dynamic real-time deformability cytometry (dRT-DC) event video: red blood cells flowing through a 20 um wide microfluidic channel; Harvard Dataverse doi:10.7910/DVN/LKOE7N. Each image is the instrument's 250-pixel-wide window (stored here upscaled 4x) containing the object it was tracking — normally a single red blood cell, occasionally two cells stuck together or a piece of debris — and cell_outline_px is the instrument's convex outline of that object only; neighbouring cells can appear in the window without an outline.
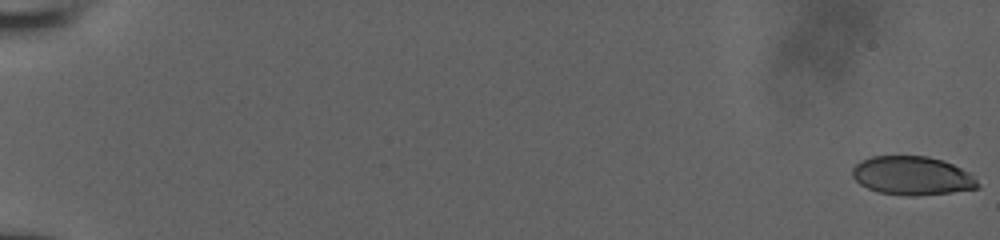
{"species": "human", "species_latin": "Homo sapiens", "temperature_condition": "room temperature", "stored_images_in_passage": 54, "camera_frame_rate_fps": 3000, "um_per_image_px": 0.085, "donor": {"sex": "male"}, "frame": {"image": 1, "passage_image": 1, "time_ms": 0.0, "image_size_px": [1000, 240], "cell_outline_px": [[980, 188], [952, 192], [916, 196], [908, 196], [880, 192], [868, 188], [860, 184], [852, 176], [852, 168], [856, 164], [872, 156], [928, 156], [944, 160], [968, 172], [980, 184]], "centroid_in_image_um": [77.55, 14.94], "position_along_channel_um": 7.5, "area_um2": 28.21}}
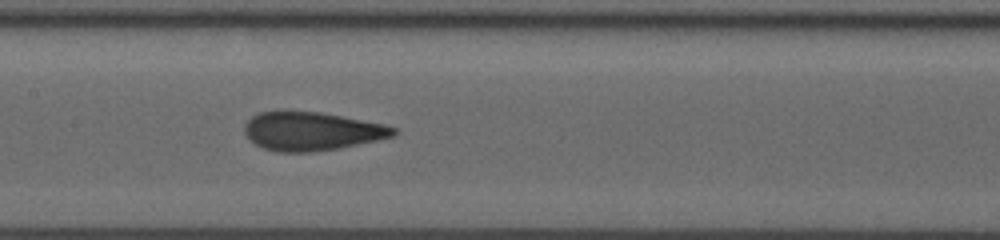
{"frame": {"image": 2, "passage_image": 30, "time_ms": 9.667, "image_size_px": [1000, 240], "cell_outline_px": [[400, 132], [396, 136], [336, 148], [312, 152], [276, 152], [264, 148], [248, 140], [244, 132], [244, 124], [252, 116], [260, 112], [320, 112], [384, 124], [396, 128]], "centroid_in_image_um": [26.49, 11.16], "position_along_channel_um": 180.9, "area_um2": 33.23}}
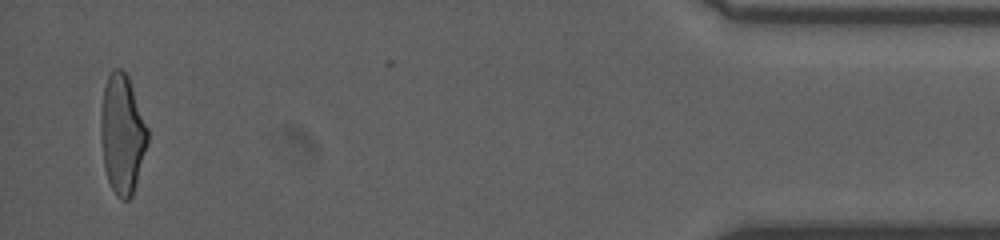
{"frame": {"image": 3, "passage_image": 53, "time_ms": 17.333, "image_size_px": [1000, 240], "cell_outline_px": [[148, 140], [132, 196], [128, 200], [120, 200], [116, 196], [108, 180], [104, 168], [100, 136], [100, 116], [104, 88], [108, 76], [112, 68], [120, 68], [128, 76], [148, 128]], "centroid_in_image_um": [10.37, 11.4], "position_along_channel_um": 424.8, "area_um2": 32.48}}